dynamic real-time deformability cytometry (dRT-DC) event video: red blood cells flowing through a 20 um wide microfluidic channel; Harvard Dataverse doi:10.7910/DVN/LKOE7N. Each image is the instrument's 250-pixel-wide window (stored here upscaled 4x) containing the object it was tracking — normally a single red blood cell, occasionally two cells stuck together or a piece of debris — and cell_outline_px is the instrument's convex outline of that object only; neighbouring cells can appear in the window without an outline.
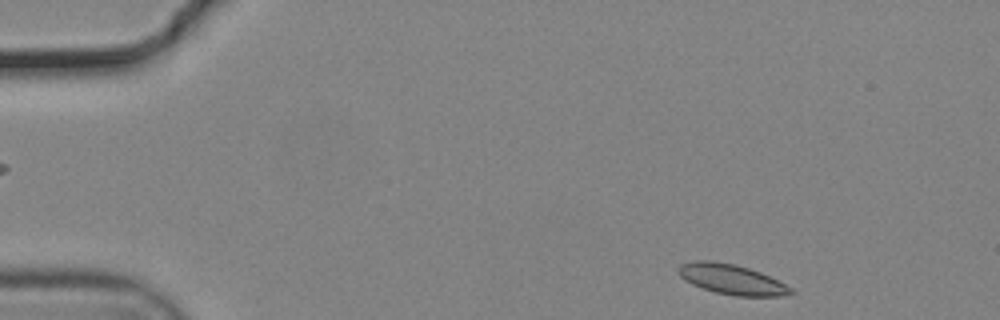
{"species": "common noctule bat (a hibernating species)", "species_latin": "Nyctalus noctula", "temperature_condition": "cold", "stored_images_in_passage": 33, "camera_frame_rate_fps": 3000, "um_per_image_px": 0.085, "animal": {"sex": "male", "body_mass_g": 19.2, "forearm_length_mm": 51.8}, "frame": {"image": 1, "passage_image": 2, "time_ms": 0.333, "image_size_px": [1000, 320], "cell_outline_px": [[796, 292], [784, 296], [736, 296], [716, 292], [692, 284], [684, 280], [676, 272], [676, 268], [680, 264], [696, 260], [708, 260], [736, 264], [760, 272], [792, 288]], "centroid_in_image_um": [62.16, 23.74], "position_along_channel_um": 22.8, "area_um2": 19.71}}
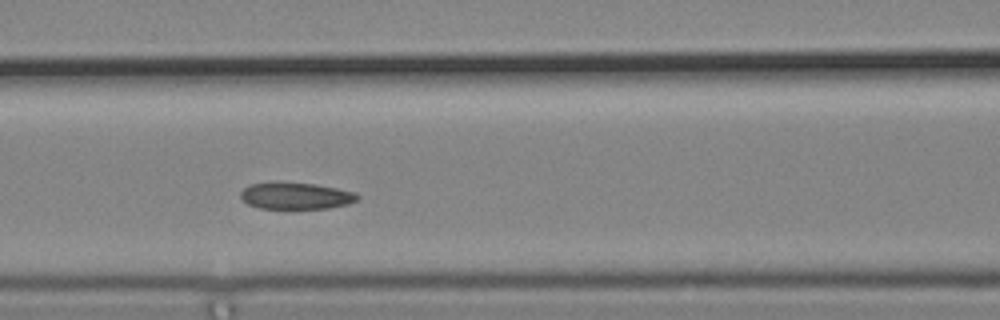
{"frame": {"image": 2, "passage_image": 19, "time_ms": 6.0, "image_size_px": [1000, 320], "cell_outline_px": [[360, 196], [356, 200], [348, 204], [328, 208], [260, 208], [248, 204], [240, 196], [240, 192], [248, 184], [312, 184], [336, 188], [356, 192]], "centroid_in_image_um": [25.18, 16.67], "position_along_channel_um": 141.4, "area_um2": 17.51}}
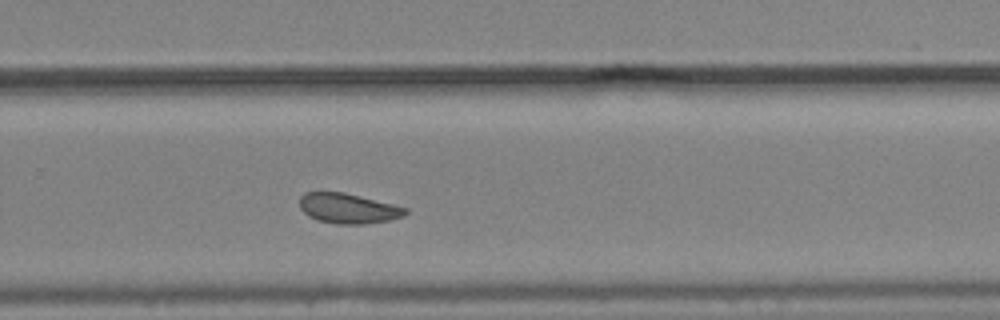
{"frame": {"image": 3, "passage_image": 32, "time_ms": 10.333, "image_size_px": [1000, 320], "cell_outline_px": [[408, 212], [404, 216], [388, 220], [364, 224], [336, 224], [316, 220], [308, 216], [300, 208], [300, 196], [304, 192], [344, 192], [408, 208]], "centroid_in_image_um": [29.57, 17.71], "position_along_channel_um": 300.2, "area_um2": 18.55}}